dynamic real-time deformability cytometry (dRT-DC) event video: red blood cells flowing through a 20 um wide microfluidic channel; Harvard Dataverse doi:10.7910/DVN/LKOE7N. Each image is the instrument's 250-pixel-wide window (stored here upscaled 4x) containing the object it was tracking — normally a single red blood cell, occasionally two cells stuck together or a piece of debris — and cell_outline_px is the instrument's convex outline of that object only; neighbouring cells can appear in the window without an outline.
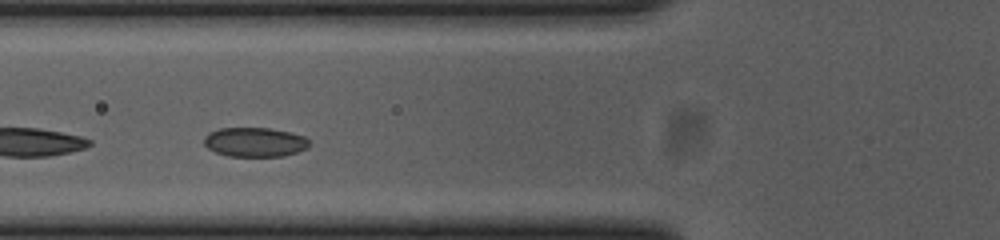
{"species": "common noctule bat (a hibernating species)", "species_latin": "Nyctalus noctula", "temperature_condition": "cold", "stored_images_in_passage": 35, "camera_frame_rate_fps": 3000, "um_per_image_px": 0.085, "animal": {"sex": "female", "body_mass_g": 23.0, "forearm_length_mm": 53.4}, "frame": {"image": 1, "passage_image": 11, "time_ms": 3.333, "image_size_px": [1000, 240], "cell_outline_px": [[312, 144], [308, 148], [284, 156], [228, 156], [216, 152], [208, 148], [204, 144], [204, 136], [208, 132], [220, 128], [268, 128], [288, 132], [304, 136]], "centroid_in_image_um": [21.66, 12.08], "position_along_channel_um": 104.1, "area_um2": 18.03}}
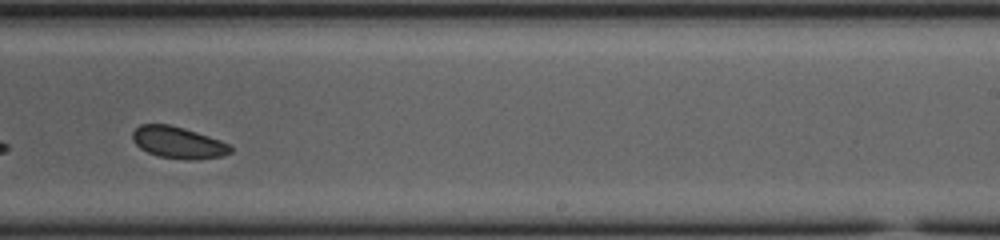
{"frame": {"image": 2, "passage_image": 25, "time_ms": 8.0, "image_size_px": [1000, 240], "cell_outline_px": [[232, 152], [224, 156], [192, 160], [184, 160], [160, 156], [148, 152], [140, 148], [132, 140], [132, 132], [140, 124], [168, 124], [184, 128], [232, 144]], "centroid_in_image_um": [15.17, 12.12], "position_along_channel_um": 273.8, "area_um2": 18.21}, "authors_computed_cell_mechanics": {"area_um2": 18.2648, "velocity_mm_per_s": 3.6447, "shape_relaxation_time_tau1_ms": 10.8608, "shape_relaxation_time_tau2_ms": 2.3819, "deformation_change_tau1": 0.11, "deformation_change_tau2": 0.0496}}